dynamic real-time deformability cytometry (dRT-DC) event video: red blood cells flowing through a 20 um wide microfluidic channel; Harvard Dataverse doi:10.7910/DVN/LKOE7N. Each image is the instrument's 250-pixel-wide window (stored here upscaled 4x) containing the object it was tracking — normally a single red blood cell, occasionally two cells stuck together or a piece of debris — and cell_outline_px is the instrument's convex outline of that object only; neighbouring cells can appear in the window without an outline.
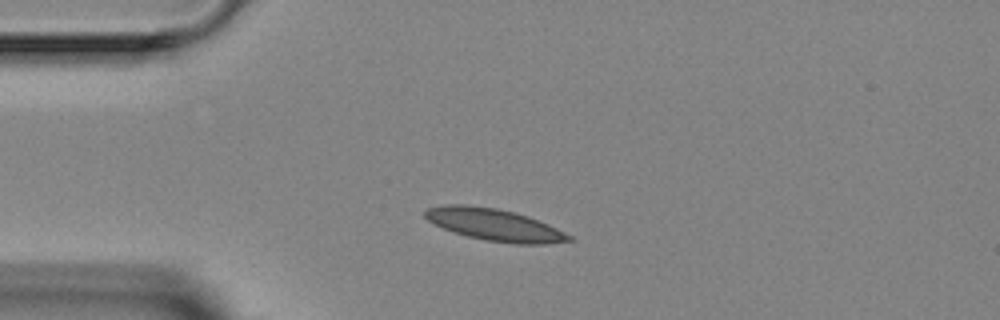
{"species": "Egyptian fruit bat (a non-hibernating species)", "species_latin": "Rousettus aegyptiacus", "temperature_condition": "room temperature", "stored_images_in_passage": 4, "camera_frame_rate_fps": 3000, "um_per_image_px": 0.085, "animal": {"sex": "female"}, "frame": {"image": 1, "passage_image": 2, "time_ms": 1.0, "image_size_px": [1000, 320], "cell_outline_px": [[576, 240], [544, 244], [512, 244], [484, 240], [452, 232], [428, 220], [424, 216], [424, 208], [444, 204], [468, 204], [496, 208], [516, 212], [548, 224], [572, 236]], "centroid_in_image_um": [42.01, 19.1], "position_along_channel_um": 43.0, "area_um2": 27.05}}
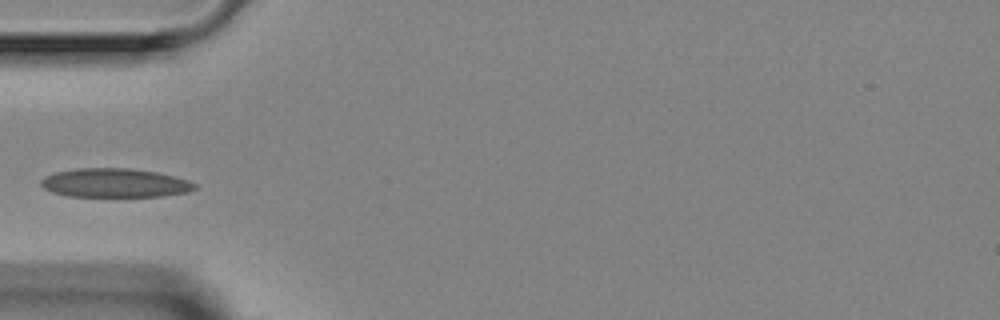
{"frame": {"image": 2, "passage_image": 3, "time_ms": 2.333, "image_size_px": [1000, 320], "cell_outline_px": [[196, 188], [188, 192], [164, 196], [68, 196], [52, 192], [44, 188], [40, 184], [40, 180], [44, 176], [56, 172], [76, 168], [128, 168], [156, 172], [188, 180], [196, 184]], "centroid_in_image_um": [9.74, 15.55], "position_along_channel_um": 75.3, "area_um2": 25.84}}
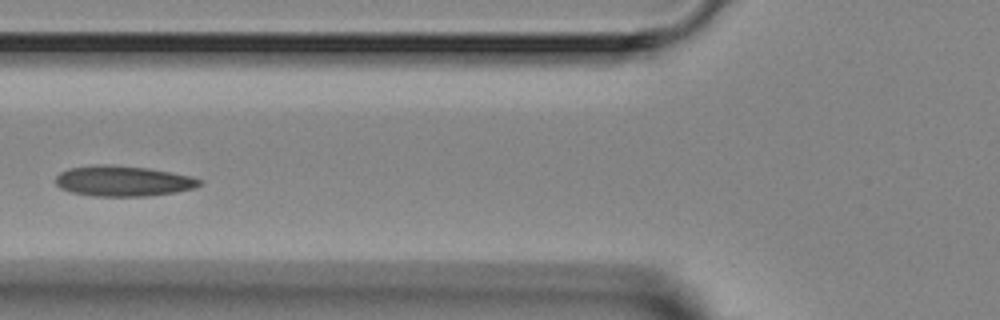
{"frame": {"image": 3, "passage_image": 4, "time_ms": 3.333, "image_size_px": [1000, 320], "cell_outline_px": [[204, 184], [196, 188], [176, 192], [148, 196], [96, 196], [72, 192], [60, 188], [56, 184], [56, 176], [60, 172], [68, 168], [92, 164], [112, 164], [148, 168], [172, 172], [192, 176], [204, 180]], "centroid_in_image_um": [10.51, 15.37], "position_along_channel_um": 115.3, "area_um2": 26.01}}